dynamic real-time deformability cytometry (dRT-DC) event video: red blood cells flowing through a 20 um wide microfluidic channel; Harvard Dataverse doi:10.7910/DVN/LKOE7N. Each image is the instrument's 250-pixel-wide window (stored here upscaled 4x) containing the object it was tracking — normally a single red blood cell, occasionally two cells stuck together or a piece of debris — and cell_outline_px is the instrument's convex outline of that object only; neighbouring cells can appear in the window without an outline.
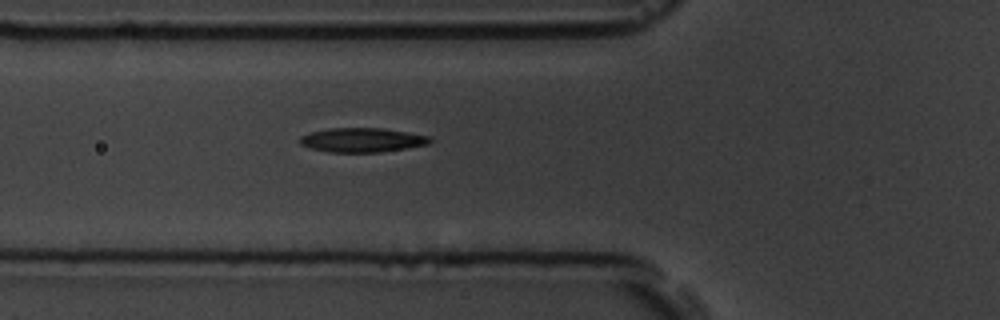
{"species": "common noctule bat (a hibernating species)", "species_latin": "Nyctalus noctula", "temperature_condition": "room temperature", "stored_images_in_passage": 5, "segment_of_instrument_passage": [1, 2], "camera_frame_rate_fps": 3000, "um_per_image_px": 0.085, "animal": {"sex": "male", "body_mass_g": 19.5, "forearm_length_mm": 54.6}, "frame": {"image": 1, "passage_image": 4, "time_ms": 4.0, "image_size_px": [1000, 320], "cell_outline_px": [[432, 140], [428, 144], [380, 152], [328, 152], [308, 148], [300, 144], [300, 136], [312, 132], [328, 128], [384, 128], [408, 132], [428, 136]], "centroid_in_image_um": [30.74, 11.9], "position_along_channel_um": 95.1, "area_um2": 18.32}}